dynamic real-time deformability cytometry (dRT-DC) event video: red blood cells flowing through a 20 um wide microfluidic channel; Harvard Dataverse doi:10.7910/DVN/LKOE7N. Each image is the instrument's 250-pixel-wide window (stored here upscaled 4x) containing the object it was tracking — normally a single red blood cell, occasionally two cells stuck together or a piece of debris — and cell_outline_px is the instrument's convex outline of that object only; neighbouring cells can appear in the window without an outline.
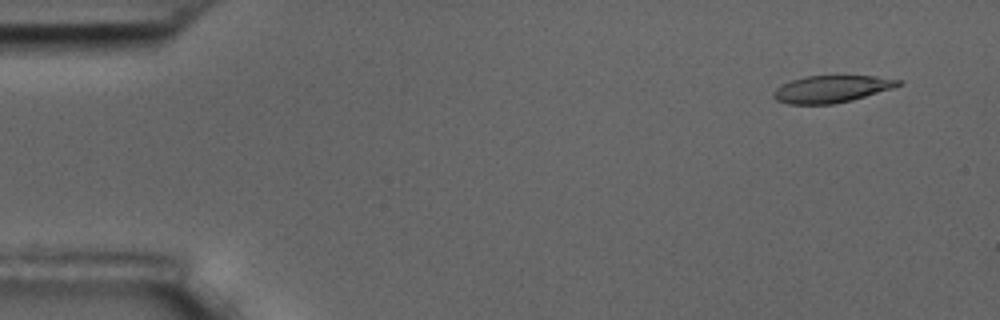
{"species": "common noctule bat (a hibernating species)", "species_latin": "Nyctalus noctula", "temperature_condition": "room temperature", "stored_images_in_passage": 55, "camera_frame_rate_fps": 3000, "um_per_image_px": 0.085, "animal": {"sex": "male", "body_mass_g": 17.5, "forearm_length_mm": 52.3}, "frame": {"image": 1, "passage_image": 4, "time_ms": 1.0, "image_size_px": [1000, 320], "cell_outline_px": [[904, 84], [892, 88], [852, 100], [832, 104], [788, 104], [776, 100], [772, 96], [772, 92], [780, 84], [804, 76], [876, 76], [904, 80]], "centroid_in_image_um": [70.67, 7.56], "position_along_channel_um": 14.3, "area_um2": 19.83}}
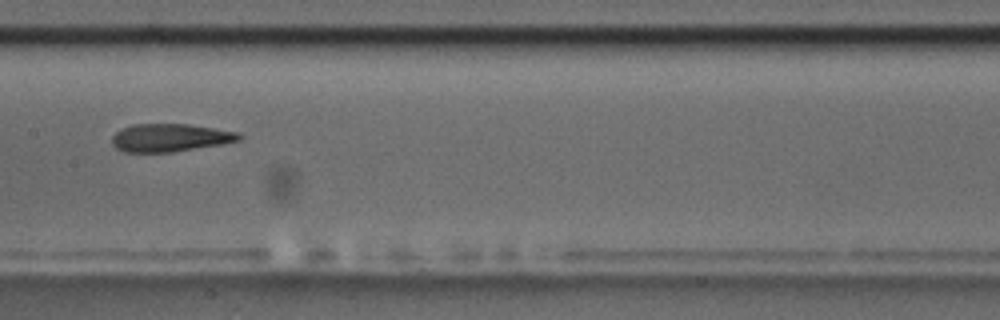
{"frame": {"image": 2, "passage_image": 28, "time_ms": 9.0, "image_size_px": [1000, 320], "cell_outline_px": [[244, 136], [240, 140], [220, 144], [172, 152], [124, 152], [116, 148], [112, 144], [112, 136], [116, 132], [132, 124], [188, 124], [240, 132]], "centroid_in_image_um": [14.47, 11.7], "position_along_channel_um": 192.9, "area_um2": 20.63}}
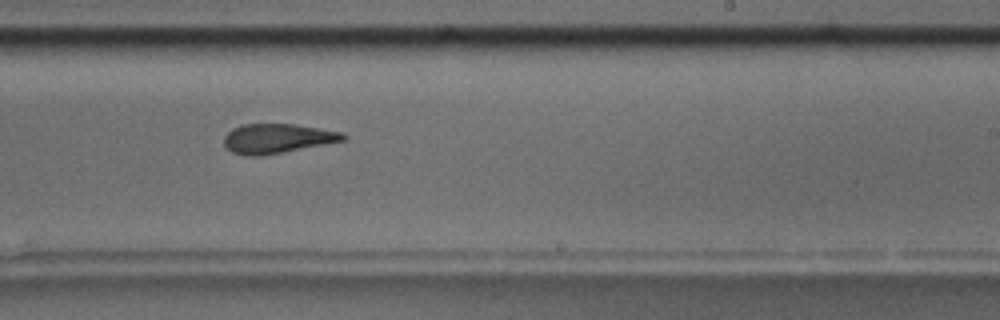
{"frame": {"image": 3, "passage_image": 34, "time_ms": 11.0, "image_size_px": [1000, 320], "cell_outline_px": [[348, 136], [344, 140], [324, 144], [260, 156], [244, 156], [232, 152], [224, 144], [224, 136], [232, 128], [240, 124], [292, 124], [344, 132]], "centroid_in_image_um": [23.54, 11.76], "position_along_channel_um": 265.5, "area_um2": 20.35}, "authors_computed_cell_mechanics": {"area_um2": 21.386, "velocity_mm_per_s": 3.6359, "shape_relaxation_time_tau1_ms": null, "shape_relaxation_time_tau2_ms": 3.049, "deformation_change_tau1": null, "deformation_change_tau2": 0.139}}